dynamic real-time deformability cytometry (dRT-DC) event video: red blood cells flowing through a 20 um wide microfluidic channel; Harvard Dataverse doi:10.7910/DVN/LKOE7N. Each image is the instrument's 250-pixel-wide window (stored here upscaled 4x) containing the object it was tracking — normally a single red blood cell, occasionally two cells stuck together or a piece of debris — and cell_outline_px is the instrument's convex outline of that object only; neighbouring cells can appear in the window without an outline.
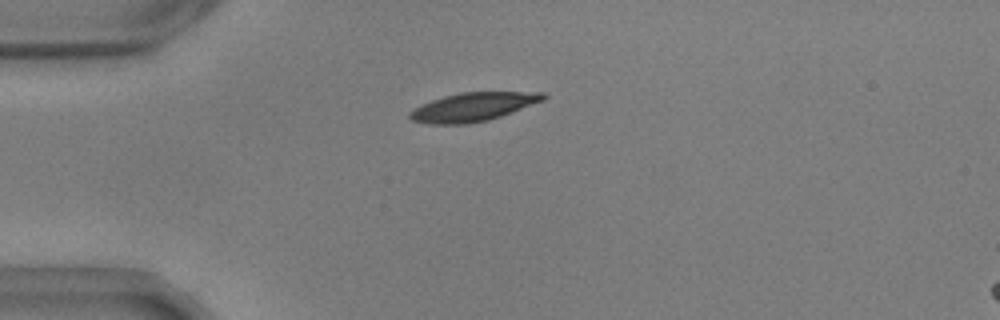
{"species": "common noctule bat (a hibernating species)", "species_latin": "Nyctalus noctula", "temperature_condition": "warm", "stored_images_in_passage": 42, "camera_frame_rate_fps": 3000, "um_per_image_px": 0.085, "animal": {"sex": "male", "body_mass_g": 17.9, "forearm_length_mm": 54.2}, "frame": {"image": 1, "passage_image": 1, "time_ms": 0.0, "image_size_px": [1000, 320], "cell_outline_px": [[548, 96], [544, 100], [500, 116], [488, 120], [468, 124], [428, 124], [412, 120], [408, 116], [408, 112], [420, 104], [444, 96], [460, 92], [544, 92]], "centroid_in_image_um": [40.18, 9.09], "position_along_channel_um": 44.8, "area_um2": 22.25}}
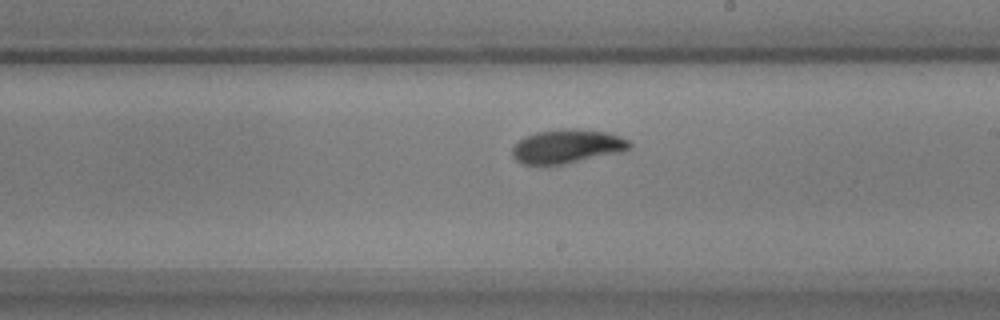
{"frame": {"image": 2, "passage_image": 19, "time_ms": 6.0, "image_size_px": [1000, 320], "cell_outline_px": [[632, 148], [620, 152], [564, 164], [524, 164], [516, 160], [512, 156], [512, 148], [524, 136], [536, 132], [560, 128], [576, 128], [604, 132], [620, 136], [628, 140], [632, 144]], "centroid_in_image_um": [48.2, 12.42], "position_along_channel_um": 240.8, "area_um2": 23.12}}
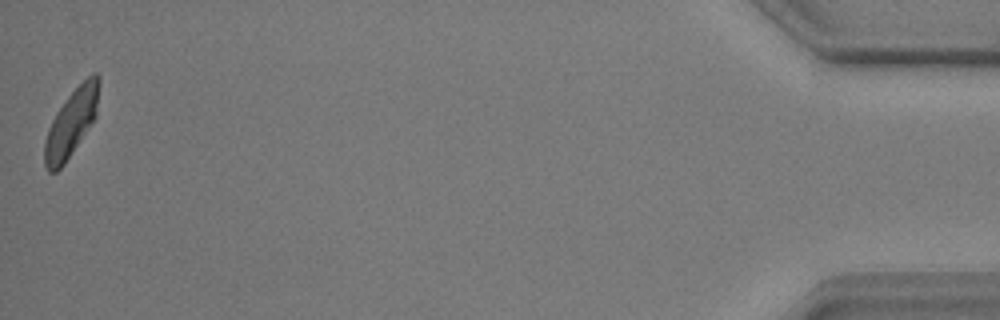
{"frame": {"image": 3, "passage_image": 42, "time_ms": 13.667, "image_size_px": [1000, 320], "cell_outline_px": [[100, 84], [96, 116], [64, 164], [56, 172], [48, 172], [44, 164], [44, 144], [48, 128], [56, 112], [68, 96], [92, 72], [96, 72], [100, 76]], "centroid_in_image_um": [6.06, 10.43], "position_along_channel_um": 429.1, "area_um2": 21.1}, "authors_computed_cell_mechanics": {"area_um2": 22.3975, "velocity_mm_per_s": 3.6254, "shape_relaxation_time_tau1_ms": 2.7996, "shape_relaxation_time_tau2_ms": 2.6851, "deformation_change_tau1": 0.1309, "deformation_change_tau2": 0.073}}